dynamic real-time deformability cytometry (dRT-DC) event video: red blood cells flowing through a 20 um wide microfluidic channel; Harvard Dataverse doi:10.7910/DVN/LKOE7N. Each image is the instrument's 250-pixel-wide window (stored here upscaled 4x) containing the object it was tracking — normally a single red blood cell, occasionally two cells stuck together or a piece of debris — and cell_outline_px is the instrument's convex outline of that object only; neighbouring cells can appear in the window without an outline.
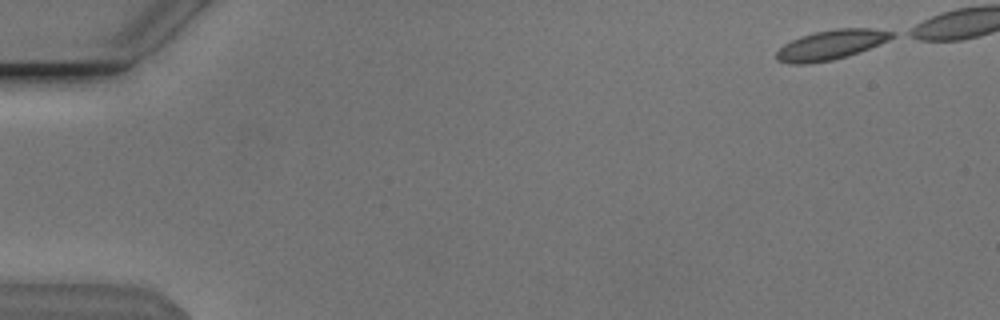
{"species": "Egyptian fruit bat (a non-hibernating species)", "species_latin": "Rousettus aegyptiacus", "temperature_condition": "cold", "stored_images_in_passage": 44, "camera_frame_rate_fps": 3000, "um_per_image_px": 0.085, "animal": {"sex": "male"}, "frame": {"image": 1, "passage_image": 1, "time_ms": 0.0, "image_size_px": [1000, 320], "cell_outline_px": [[896, 36], [888, 40], [860, 52], [848, 56], [832, 60], [808, 64], [788, 64], [776, 60], [776, 52], [784, 44], [800, 36], [812, 32], [836, 28], [872, 28], [896, 32]], "centroid_in_image_um": [70.63, 3.81], "position_along_channel_um": 14.4, "area_um2": 20.23}}
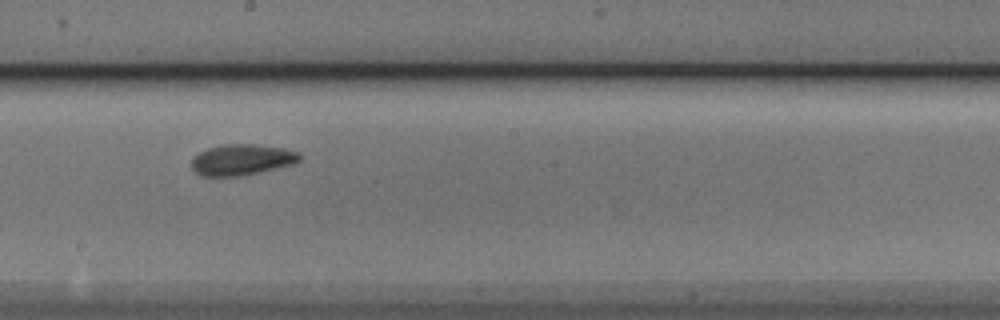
{"frame": {"image": 2, "passage_image": 28, "time_ms": 9.0, "image_size_px": [1000, 320], "cell_outline_px": [[300, 160], [292, 164], [256, 172], [236, 176], [204, 176], [196, 172], [192, 168], [192, 160], [200, 152], [208, 148], [224, 144], [256, 144], [284, 148], [300, 152]], "centroid_in_image_um": [20.56, 13.55], "position_along_channel_um": 227.6, "area_um2": 19.13}}
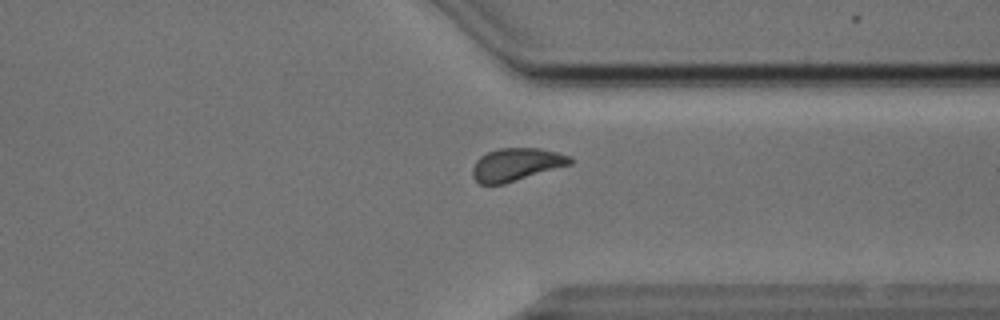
{"frame": {"image": 3, "passage_image": 39, "time_ms": 12.667, "image_size_px": [1000, 320], "cell_outline_px": [[572, 164], [504, 184], [480, 184], [472, 176], [472, 168], [476, 160], [480, 156], [488, 152], [500, 148], [540, 148], [572, 156]], "centroid_in_image_um": [43.89, 13.98], "position_along_channel_um": 367.5, "area_um2": 18.67}}